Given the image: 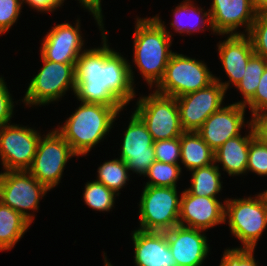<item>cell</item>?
<instances>
[{"label": "cell", "mask_w": 267, "mask_h": 266, "mask_svg": "<svg viewBox=\"0 0 267 266\" xmlns=\"http://www.w3.org/2000/svg\"><path fill=\"white\" fill-rule=\"evenodd\" d=\"M214 81L215 76L209 71L204 61L174 52L155 91L178 98L205 88Z\"/></svg>", "instance_id": "8992f818"}, {"label": "cell", "mask_w": 267, "mask_h": 266, "mask_svg": "<svg viewBox=\"0 0 267 266\" xmlns=\"http://www.w3.org/2000/svg\"><path fill=\"white\" fill-rule=\"evenodd\" d=\"M137 99L134 113L143 121L153 141L177 138L184 132L176 98L153 90Z\"/></svg>", "instance_id": "ba28073f"}, {"label": "cell", "mask_w": 267, "mask_h": 266, "mask_svg": "<svg viewBox=\"0 0 267 266\" xmlns=\"http://www.w3.org/2000/svg\"><path fill=\"white\" fill-rule=\"evenodd\" d=\"M246 127L250 130L245 136L230 138L214 152V163L222 164L229 176L247 173L249 146L255 133L251 121H247Z\"/></svg>", "instance_id": "44dd1931"}, {"label": "cell", "mask_w": 267, "mask_h": 266, "mask_svg": "<svg viewBox=\"0 0 267 266\" xmlns=\"http://www.w3.org/2000/svg\"><path fill=\"white\" fill-rule=\"evenodd\" d=\"M247 106L251 110L252 115L267 110V66L260 78L254 96L244 105L245 108Z\"/></svg>", "instance_id": "e575fe53"}, {"label": "cell", "mask_w": 267, "mask_h": 266, "mask_svg": "<svg viewBox=\"0 0 267 266\" xmlns=\"http://www.w3.org/2000/svg\"><path fill=\"white\" fill-rule=\"evenodd\" d=\"M103 104L81 102L63 125L55 130L70 144L79 156H86L106 135L121 110Z\"/></svg>", "instance_id": "3957f363"}, {"label": "cell", "mask_w": 267, "mask_h": 266, "mask_svg": "<svg viewBox=\"0 0 267 266\" xmlns=\"http://www.w3.org/2000/svg\"><path fill=\"white\" fill-rule=\"evenodd\" d=\"M191 0H183L175 7L173 12V20L170 23L176 33L188 34L189 36L197 31L211 29V20L209 11H204L203 8L196 7ZM204 11V12H203ZM207 24V25H206ZM208 26V28H205Z\"/></svg>", "instance_id": "603a6c76"}, {"label": "cell", "mask_w": 267, "mask_h": 266, "mask_svg": "<svg viewBox=\"0 0 267 266\" xmlns=\"http://www.w3.org/2000/svg\"><path fill=\"white\" fill-rule=\"evenodd\" d=\"M225 203V222L231 234L241 242L240 248L255 249L267 227V193L255 197L228 199ZM227 219V220H226Z\"/></svg>", "instance_id": "277c9868"}, {"label": "cell", "mask_w": 267, "mask_h": 266, "mask_svg": "<svg viewBox=\"0 0 267 266\" xmlns=\"http://www.w3.org/2000/svg\"><path fill=\"white\" fill-rule=\"evenodd\" d=\"M4 77L0 76V127L10 124L13 117L14 102Z\"/></svg>", "instance_id": "d590c367"}, {"label": "cell", "mask_w": 267, "mask_h": 266, "mask_svg": "<svg viewBox=\"0 0 267 266\" xmlns=\"http://www.w3.org/2000/svg\"><path fill=\"white\" fill-rule=\"evenodd\" d=\"M212 32L218 35L247 34L255 20L253 0H212L208 9ZM245 28V33L237 31Z\"/></svg>", "instance_id": "9a60e30c"}, {"label": "cell", "mask_w": 267, "mask_h": 266, "mask_svg": "<svg viewBox=\"0 0 267 266\" xmlns=\"http://www.w3.org/2000/svg\"><path fill=\"white\" fill-rule=\"evenodd\" d=\"M181 173L180 164H169L155 160L144 176L149 179L145 186L177 187L176 184Z\"/></svg>", "instance_id": "f1b7e54d"}, {"label": "cell", "mask_w": 267, "mask_h": 266, "mask_svg": "<svg viewBox=\"0 0 267 266\" xmlns=\"http://www.w3.org/2000/svg\"><path fill=\"white\" fill-rule=\"evenodd\" d=\"M225 94L223 86L214 81L205 88L176 98L183 130L196 132L211 114L224 106Z\"/></svg>", "instance_id": "7c38bea8"}, {"label": "cell", "mask_w": 267, "mask_h": 266, "mask_svg": "<svg viewBox=\"0 0 267 266\" xmlns=\"http://www.w3.org/2000/svg\"><path fill=\"white\" fill-rule=\"evenodd\" d=\"M250 121L255 137L263 144L267 145V110H263L252 115Z\"/></svg>", "instance_id": "8d00e7d4"}, {"label": "cell", "mask_w": 267, "mask_h": 266, "mask_svg": "<svg viewBox=\"0 0 267 266\" xmlns=\"http://www.w3.org/2000/svg\"><path fill=\"white\" fill-rule=\"evenodd\" d=\"M156 161L179 164L180 162V137L157 140L153 143Z\"/></svg>", "instance_id": "1f68e13d"}, {"label": "cell", "mask_w": 267, "mask_h": 266, "mask_svg": "<svg viewBox=\"0 0 267 266\" xmlns=\"http://www.w3.org/2000/svg\"><path fill=\"white\" fill-rule=\"evenodd\" d=\"M254 251L255 249L240 247L225 249L219 266H258Z\"/></svg>", "instance_id": "d6a6232c"}, {"label": "cell", "mask_w": 267, "mask_h": 266, "mask_svg": "<svg viewBox=\"0 0 267 266\" xmlns=\"http://www.w3.org/2000/svg\"><path fill=\"white\" fill-rule=\"evenodd\" d=\"M79 18L75 26L69 22L56 24L47 32L40 47L41 56L52 62L75 63L84 51Z\"/></svg>", "instance_id": "5bb4252c"}, {"label": "cell", "mask_w": 267, "mask_h": 266, "mask_svg": "<svg viewBox=\"0 0 267 266\" xmlns=\"http://www.w3.org/2000/svg\"><path fill=\"white\" fill-rule=\"evenodd\" d=\"M103 259H104V266H113L110 262H108L107 256H105V258Z\"/></svg>", "instance_id": "60d3db41"}, {"label": "cell", "mask_w": 267, "mask_h": 266, "mask_svg": "<svg viewBox=\"0 0 267 266\" xmlns=\"http://www.w3.org/2000/svg\"><path fill=\"white\" fill-rule=\"evenodd\" d=\"M257 12H267V0H253Z\"/></svg>", "instance_id": "ab89813d"}, {"label": "cell", "mask_w": 267, "mask_h": 266, "mask_svg": "<svg viewBox=\"0 0 267 266\" xmlns=\"http://www.w3.org/2000/svg\"><path fill=\"white\" fill-rule=\"evenodd\" d=\"M41 138L36 129L7 124L0 127V159L4 171L28 170Z\"/></svg>", "instance_id": "8fae6325"}, {"label": "cell", "mask_w": 267, "mask_h": 266, "mask_svg": "<svg viewBox=\"0 0 267 266\" xmlns=\"http://www.w3.org/2000/svg\"><path fill=\"white\" fill-rule=\"evenodd\" d=\"M130 117L121 142L119 158L126 163L129 172L145 176L156 160L154 141L146 125L134 112Z\"/></svg>", "instance_id": "4fadbf2b"}, {"label": "cell", "mask_w": 267, "mask_h": 266, "mask_svg": "<svg viewBox=\"0 0 267 266\" xmlns=\"http://www.w3.org/2000/svg\"><path fill=\"white\" fill-rule=\"evenodd\" d=\"M96 181L104 184L108 189L114 191L118 196L120 190L127 184L129 169L126 163L120 159L105 161L98 167Z\"/></svg>", "instance_id": "484cf974"}, {"label": "cell", "mask_w": 267, "mask_h": 266, "mask_svg": "<svg viewBox=\"0 0 267 266\" xmlns=\"http://www.w3.org/2000/svg\"><path fill=\"white\" fill-rule=\"evenodd\" d=\"M30 225L21 214L0 201V251L11 250Z\"/></svg>", "instance_id": "cb8c5ba5"}, {"label": "cell", "mask_w": 267, "mask_h": 266, "mask_svg": "<svg viewBox=\"0 0 267 266\" xmlns=\"http://www.w3.org/2000/svg\"><path fill=\"white\" fill-rule=\"evenodd\" d=\"M77 1L81 3V6H83L82 8L87 9V11L90 12L91 15H93L100 31H104L105 29L103 24L101 0H77Z\"/></svg>", "instance_id": "f35d334b"}, {"label": "cell", "mask_w": 267, "mask_h": 266, "mask_svg": "<svg viewBox=\"0 0 267 266\" xmlns=\"http://www.w3.org/2000/svg\"><path fill=\"white\" fill-rule=\"evenodd\" d=\"M249 171L261 177L267 176V145L255 136L249 146L247 173Z\"/></svg>", "instance_id": "4dcf8cb0"}, {"label": "cell", "mask_w": 267, "mask_h": 266, "mask_svg": "<svg viewBox=\"0 0 267 266\" xmlns=\"http://www.w3.org/2000/svg\"><path fill=\"white\" fill-rule=\"evenodd\" d=\"M23 0H0V35L6 33L18 20Z\"/></svg>", "instance_id": "836d02e7"}, {"label": "cell", "mask_w": 267, "mask_h": 266, "mask_svg": "<svg viewBox=\"0 0 267 266\" xmlns=\"http://www.w3.org/2000/svg\"><path fill=\"white\" fill-rule=\"evenodd\" d=\"M134 31V65L150 86L156 87L162 80L171 55L172 33L157 14L150 18H136Z\"/></svg>", "instance_id": "7a4b0ae2"}, {"label": "cell", "mask_w": 267, "mask_h": 266, "mask_svg": "<svg viewBox=\"0 0 267 266\" xmlns=\"http://www.w3.org/2000/svg\"><path fill=\"white\" fill-rule=\"evenodd\" d=\"M180 143V162L188 171L214 163V151L197 132L184 131Z\"/></svg>", "instance_id": "7402d4cb"}, {"label": "cell", "mask_w": 267, "mask_h": 266, "mask_svg": "<svg viewBox=\"0 0 267 266\" xmlns=\"http://www.w3.org/2000/svg\"><path fill=\"white\" fill-rule=\"evenodd\" d=\"M65 0H23L32 9L44 13L56 11L58 7L63 6Z\"/></svg>", "instance_id": "74e56055"}, {"label": "cell", "mask_w": 267, "mask_h": 266, "mask_svg": "<svg viewBox=\"0 0 267 266\" xmlns=\"http://www.w3.org/2000/svg\"><path fill=\"white\" fill-rule=\"evenodd\" d=\"M41 70L28 84L22 102L26 107L45 106L59 101L68 90H75V63H59L44 59Z\"/></svg>", "instance_id": "52a82bcc"}, {"label": "cell", "mask_w": 267, "mask_h": 266, "mask_svg": "<svg viewBox=\"0 0 267 266\" xmlns=\"http://www.w3.org/2000/svg\"><path fill=\"white\" fill-rule=\"evenodd\" d=\"M247 35L251 40L254 53L267 60V12L256 13Z\"/></svg>", "instance_id": "f546056e"}, {"label": "cell", "mask_w": 267, "mask_h": 266, "mask_svg": "<svg viewBox=\"0 0 267 266\" xmlns=\"http://www.w3.org/2000/svg\"><path fill=\"white\" fill-rule=\"evenodd\" d=\"M245 110L244 105L239 103L223 106L211 114L196 132L215 152L230 138L242 135Z\"/></svg>", "instance_id": "2e32d148"}, {"label": "cell", "mask_w": 267, "mask_h": 266, "mask_svg": "<svg viewBox=\"0 0 267 266\" xmlns=\"http://www.w3.org/2000/svg\"><path fill=\"white\" fill-rule=\"evenodd\" d=\"M139 202V230L165 232L179 225L177 187L145 186Z\"/></svg>", "instance_id": "5b68a950"}, {"label": "cell", "mask_w": 267, "mask_h": 266, "mask_svg": "<svg viewBox=\"0 0 267 266\" xmlns=\"http://www.w3.org/2000/svg\"><path fill=\"white\" fill-rule=\"evenodd\" d=\"M225 222V204L217 197L181 193L179 225L207 231Z\"/></svg>", "instance_id": "e0dca14e"}, {"label": "cell", "mask_w": 267, "mask_h": 266, "mask_svg": "<svg viewBox=\"0 0 267 266\" xmlns=\"http://www.w3.org/2000/svg\"><path fill=\"white\" fill-rule=\"evenodd\" d=\"M50 191L27 170L4 171L0 173V201L21 214L30 223L39 202ZM29 210V211H28Z\"/></svg>", "instance_id": "30bf717a"}, {"label": "cell", "mask_w": 267, "mask_h": 266, "mask_svg": "<svg viewBox=\"0 0 267 266\" xmlns=\"http://www.w3.org/2000/svg\"><path fill=\"white\" fill-rule=\"evenodd\" d=\"M227 36L226 40L217 44V50L229 80L222 82L221 78L215 76V81L219 82L226 91L231 87L230 85L235 87L242 80L249 59L255 54L247 34Z\"/></svg>", "instance_id": "d6986e66"}, {"label": "cell", "mask_w": 267, "mask_h": 266, "mask_svg": "<svg viewBox=\"0 0 267 266\" xmlns=\"http://www.w3.org/2000/svg\"><path fill=\"white\" fill-rule=\"evenodd\" d=\"M131 236L136 266H177L165 232L136 229Z\"/></svg>", "instance_id": "ffe728a7"}, {"label": "cell", "mask_w": 267, "mask_h": 266, "mask_svg": "<svg viewBox=\"0 0 267 266\" xmlns=\"http://www.w3.org/2000/svg\"><path fill=\"white\" fill-rule=\"evenodd\" d=\"M84 188V202L92 210L108 212L114 207L115 197L118 195L104 184L96 180L88 181Z\"/></svg>", "instance_id": "83f0119b"}, {"label": "cell", "mask_w": 267, "mask_h": 266, "mask_svg": "<svg viewBox=\"0 0 267 266\" xmlns=\"http://www.w3.org/2000/svg\"><path fill=\"white\" fill-rule=\"evenodd\" d=\"M266 66L267 60L256 54L249 59L242 80L235 86L243 99L235 103L245 105L254 96Z\"/></svg>", "instance_id": "4316f807"}, {"label": "cell", "mask_w": 267, "mask_h": 266, "mask_svg": "<svg viewBox=\"0 0 267 266\" xmlns=\"http://www.w3.org/2000/svg\"><path fill=\"white\" fill-rule=\"evenodd\" d=\"M219 164L213 163L206 167L191 170V185L186 190L196 196L217 197L222 190Z\"/></svg>", "instance_id": "d4e9b609"}, {"label": "cell", "mask_w": 267, "mask_h": 266, "mask_svg": "<svg viewBox=\"0 0 267 266\" xmlns=\"http://www.w3.org/2000/svg\"><path fill=\"white\" fill-rule=\"evenodd\" d=\"M165 234L177 266H204L210 251L204 230L177 225Z\"/></svg>", "instance_id": "ac0fdd59"}, {"label": "cell", "mask_w": 267, "mask_h": 266, "mask_svg": "<svg viewBox=\"0 0 267 266\" xmlns=\"http://www.w3.org/2000/svg\"><path fill=\"white\" fill-rule=\"evenodd\" d=\"M107 32H101V47L84 49L75 62L74 95L79 102L126 107L135 98L134 72L127 58L110 48Z\"/></svg>", "instance_id": "6da1fadb"}, {"label": "cell", "mask_w": 267, "mask_h": 266, "mask_svg": "<svg viewBox=\"0 0 267 266\" xmlns=\"http://www.w3.org/2000/svg\"><path fill=\"white\" fill-rule=\"evenodd\" d=\"M76 156L70 144L55 129L50 130L44 137L41 136L27 171L51 190L60 183L68 160Z\"/></svg>", "instance_id": "9c48e42d"}]
</instances>
